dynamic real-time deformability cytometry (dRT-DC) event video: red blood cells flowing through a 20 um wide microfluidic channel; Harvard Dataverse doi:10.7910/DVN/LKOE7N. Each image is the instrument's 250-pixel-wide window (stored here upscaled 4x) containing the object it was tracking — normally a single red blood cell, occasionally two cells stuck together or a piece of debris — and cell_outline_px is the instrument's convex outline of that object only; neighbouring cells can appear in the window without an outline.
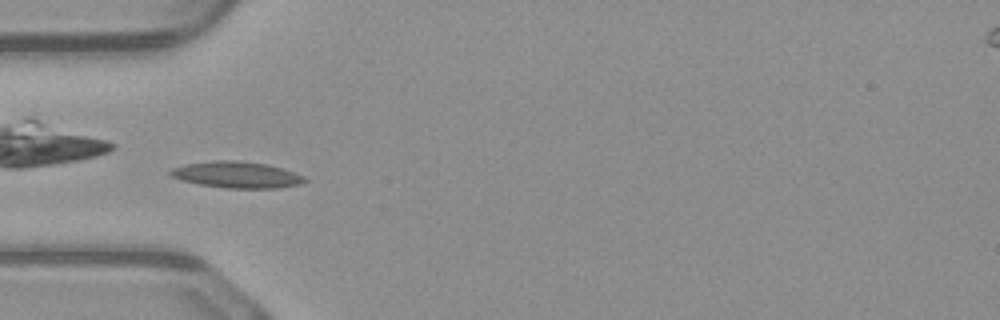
{"species": "common noctule bat (a hibernating species)", "species_latin": "Nyctalus noctula", "temperature_condition": "warm", "stored_images_in_passage": 50, "camera_frame_rate_fps": 3000, "um_per_image_px": 0.085, "animal": {"sex": "male", "body_mass_g": 23.1, "forearm_length_mm": 52.7}, "frame": {"image": 1, "passage_image": 15, "time_ms": 4.667, "image_size_px": [1000, 320], "cell_outline_px": [[308, 180], [300, 184], [276, 188], [228, 188], [200, 184], [184, 180], [172, 176], [168, 172], [172, 168], [184, 164], [212, 160], [236, 160], [268, 164], [304, 176]], "centroid_in_image_um": [20.12, 14.84], "position_along_channel_um": 64.9, "area_um2": 20.46}}
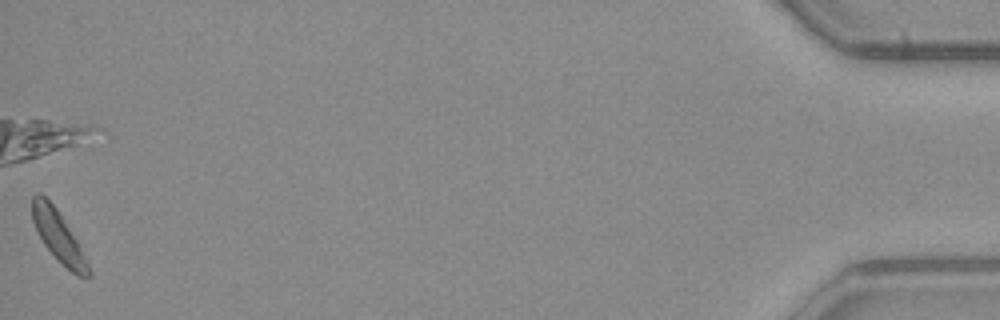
{"frame": {"image": 2, "passage_image": 50, "time_ms": 16.333, "image_size_px": [1000, 320], "cell_outline_px": [[92, 272], [88, 276], [76, 276], [44, 244], [36, 232], [32, 220], [32, 196], [40, 192], [56, 208], [76, 240]], "centroid_in_image_um": [4.92, 20.04], "position_along_channel_um": 430.3, "area_um2": 15.95}, "authors_computed_cell_mechanics": {"area_um2": 17.5134, "velocity_mm_per_s": 4.0381, "shape_relaxation_time_tau1_ms": 4.0589, "shape_relaxation_time_tau2_ms": null, "deformation_change_tau1": 0.1313, "deformation_change_tau2": null}}